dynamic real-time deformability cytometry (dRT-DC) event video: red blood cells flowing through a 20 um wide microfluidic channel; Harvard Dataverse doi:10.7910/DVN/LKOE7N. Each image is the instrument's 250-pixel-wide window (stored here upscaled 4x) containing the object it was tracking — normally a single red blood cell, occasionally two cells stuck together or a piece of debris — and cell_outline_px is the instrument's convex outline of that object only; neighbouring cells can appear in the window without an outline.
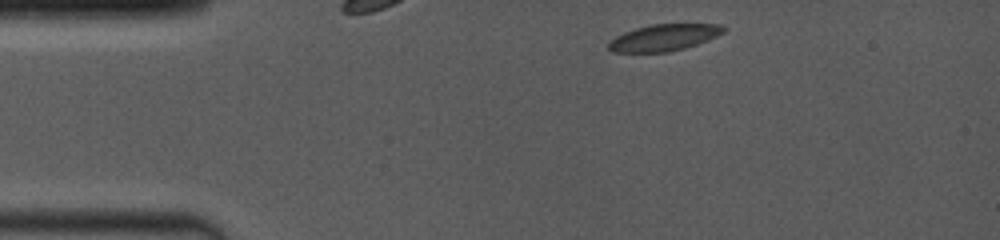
{"species": "common noctule bat (a hibernating species)", "species_latin": "Nyctalus noctula", "temperature_condition": "room temperature", "stored_images_in_passage": 11, "camera_frame_rate_fps": 4000, "um_per_image_px": 0.085, "animal": {"sex": "female", "body_mass_g": 19.0, "forearm_length_mm": 53.3}, "frame": {"image": 1, "passage_image": 1, "time_ms": 0.0, "image_size_px": [1000, 240], "cell_outline_px": [[724, 32], [708, 40], [684, 48], [668, 52], [612, 52], [608, 48], [608, 44], [616, 36], [624, 32], [636, 28], [652, 24], [720, 24], [724, 28]], "centroid_in_image_um": [56.42, 3.19], "position_along_channel_um": 28.6, "area_um2": 17.63}}